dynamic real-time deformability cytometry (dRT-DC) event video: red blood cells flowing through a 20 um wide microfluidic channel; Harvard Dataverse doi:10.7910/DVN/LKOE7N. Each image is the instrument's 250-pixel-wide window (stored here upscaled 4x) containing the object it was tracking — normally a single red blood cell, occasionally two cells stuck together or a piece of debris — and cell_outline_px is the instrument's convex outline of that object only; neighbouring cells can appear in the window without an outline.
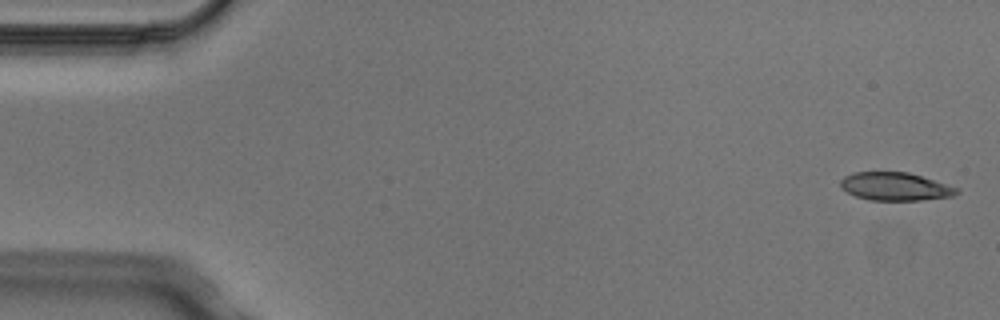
{"species": "Egyptian fruit bat (a non-hibernating species)", "species_latin": "Rousettus aegyptiacus", "temperature_condition": "cold", "stored_images_in_passage": 4, "camera_frame_rate_fps": 3000, "um_per_image_px": 0.085, "animal": {"sex": "male"}, "frame": {"image": 1, "passage_image": 1, "time_ms": 0.0, "image_size_px": [1000, 320], "cell_outline_px": [[960, 192], [952, 196], [920, 200], [868, 200], [856, 196], [848, 192], [840, 184], [840, 180], [844, 176], [856, 172], [908, 172], [960, 188]], "centroid_in_image_um": [76.12, 15.85], "position_along_channel_um": 8.9, "area_um2": 18.9}}
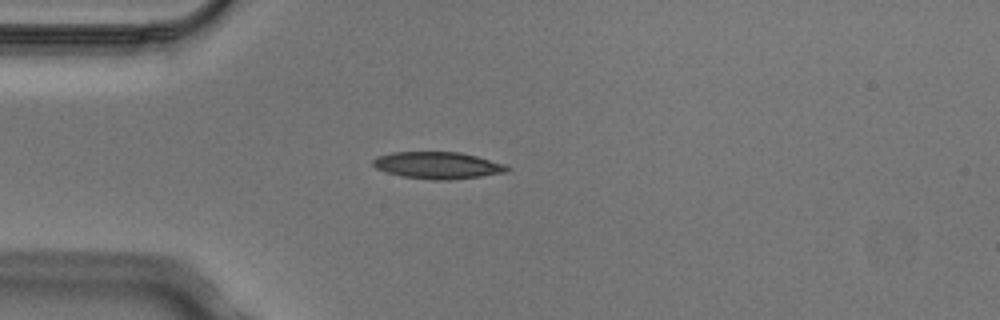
{"frame": {"image": 2, "passage_image": 3, "time_ms": 0.667, "image_size_px": [1000, 320], "cell_outline_px": [[512, 168], [504, 172], [480, 176], [448, 180], [432, 180], [400, 176], [376, 168], [372, 164], [372, 160], [376, 156], [392, 152], [460, 152], [476, 156], [504, 164]], "centroid_in_image_um": [37.16, 14.05], "position_along_channel_um": 47.8, "area_um2": 20.92}}